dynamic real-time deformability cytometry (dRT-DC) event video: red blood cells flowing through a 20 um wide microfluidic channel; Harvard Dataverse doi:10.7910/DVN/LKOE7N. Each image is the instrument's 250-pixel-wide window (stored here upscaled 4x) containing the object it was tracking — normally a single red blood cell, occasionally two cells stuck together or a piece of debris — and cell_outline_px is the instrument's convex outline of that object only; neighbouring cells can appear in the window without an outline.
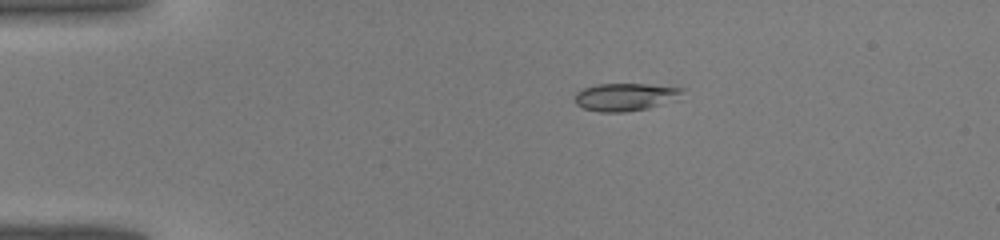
{"species": "common noctule bat (a hibernating species)", "species_latin": "Nyctalus noctula", "temperature_condition": "warm", "stored_images_in_passage": 35, "camera_frame_rate_fps": 3000, "um_per_image_px": 0.085, "animal": {"sex": "male", "body_mass_g": 19.0, "forearm_length_mm": 50.8}, "frame": {"image": 1, "passage_image": 1, "time_ms": 0.0, "image_size_px": [1000, 240], "cell_outline_px": [[684, 88], [676, 100], [648, 108], [624, 112], [600, 112], [584, 108], [576, 104], [572, 96], [576, 92], [584, 88], [596, 84], [648, 84]], "centroid_in_image_um": [53.1, 8.24], "position_along_channel_um": 31.9, "area_um2": 17.4}}
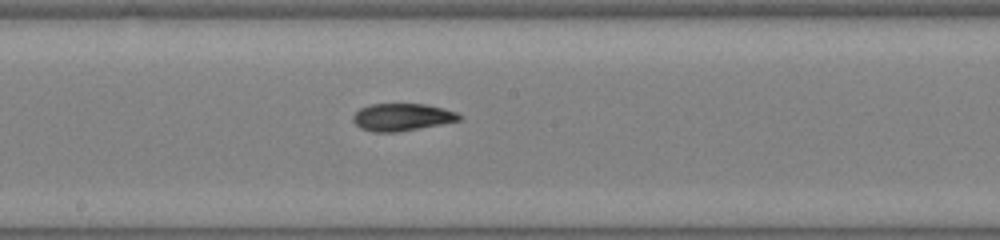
{"frame": {"image": 2, "passage_image": 16, "time_ms": 5.0, "image_size_px": [1000, 240], "cell_outline_px": [[464, 116], [460, 120], [420, 128], [396, 132], [372, 132], [360, 128], [352, 120], [352, 116], [360, 108], [372, 104], [424, 104], [444, 108], [456, 112]], "centroid_in_image_um": [34.17, 9.95], "position_along_channel_um": 214.0, "area_um2": 16.94}}
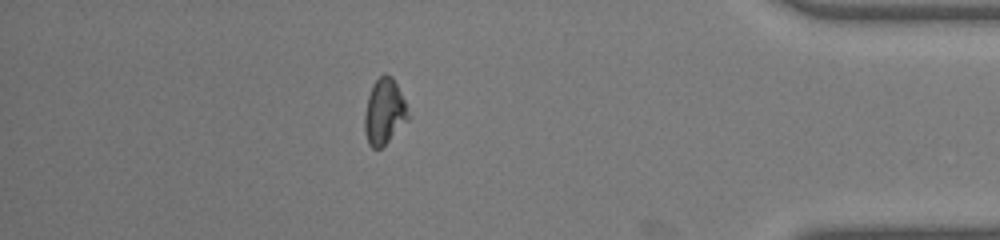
{"frame": {"image": 3, "passage_image": 30, "time_ms": 9.667, "image_size_px": [1000, 240], "cell_outline_px": [[408, 120], [380, 148], [372, 148], [368, 144], [364, 128], [364, 116], [368, 96], [372, 84], [384, 72], [392, 76], [404, 100], [408, 116]], "centroid_in_image_um": [32.63, 9.47], "position_along_channel_um": 402.6, "area_um2": 16.36}}